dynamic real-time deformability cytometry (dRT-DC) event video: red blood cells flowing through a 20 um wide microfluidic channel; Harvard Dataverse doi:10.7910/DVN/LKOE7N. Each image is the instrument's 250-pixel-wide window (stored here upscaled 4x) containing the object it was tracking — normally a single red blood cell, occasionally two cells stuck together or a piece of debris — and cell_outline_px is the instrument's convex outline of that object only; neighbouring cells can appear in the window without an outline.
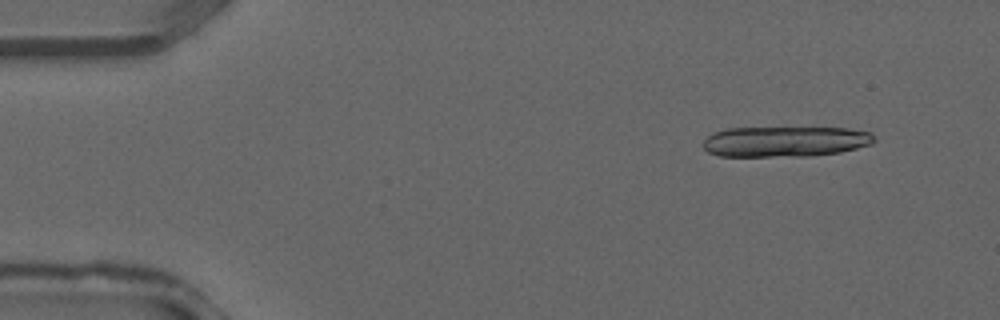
{"species": "common noctule bat (a hibernating species)", "species_latin": "Nyctalus noctula", "temperature_condition": "warm", "stored_images_in_passage": 9, "camera_frame_rate_fps": 3000, "um_per_image_px": 0.085, "animal": {"sex": "male", "forearm_length_mm": 52.5}, "frame": {"image": 1, "passage_image": 4, "time_ms": 1.0, "image_size_px": [1000, 320], "cell_outline_px": [[876, 140], [872, 144], [840, 152], [808, 156], [720, 156], [708, 152], [704, 148], [704, 140], [712, 132], [724, 128], [848, 128], [872, 132]], "centroid_in_image_um": [66.75, 12.02], "position_along_channel_um": 18.3, "area_um2": 30.52}}